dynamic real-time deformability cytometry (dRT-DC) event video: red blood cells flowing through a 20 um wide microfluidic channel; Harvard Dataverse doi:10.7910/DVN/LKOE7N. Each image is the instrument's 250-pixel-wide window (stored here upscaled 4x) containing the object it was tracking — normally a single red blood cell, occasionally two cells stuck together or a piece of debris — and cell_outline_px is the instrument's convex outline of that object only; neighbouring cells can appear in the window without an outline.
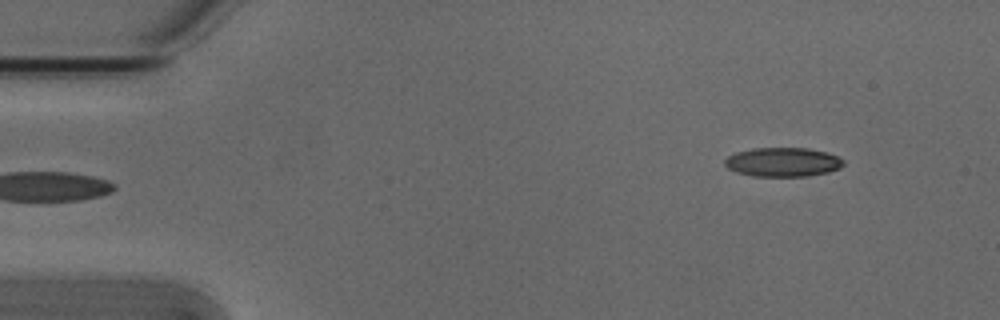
{"species": "Egyptian fruit bat (a non-hibernating species)", "species_latin": "Rousettus aegyptiacus", "temperature_condition": "cold", "stored_images_in_passage": 4, "camera_frame_rate_fps": 3000, "um_per_image_px": 0.085, "animal": {"sex": "male"}, "frame": {"image": 1, "passage_image": 4, "time_ms": 1.0, "image_size_px": [1000, 320], "cell_outline_px": [[844, 164], [840, 168], [828, 172], [808, 176], [752, 176], [736, 172], [728, 168], [724, 164], [724, 160], [728, 156], [736, 152], [752, 148], [808, 148], [824, 152], [836, 156], [844, 160]], "centroid_in_image_um": [66.52, 13.78], "position_along_channel_um": 18.5, "area_um2": 20.11}}